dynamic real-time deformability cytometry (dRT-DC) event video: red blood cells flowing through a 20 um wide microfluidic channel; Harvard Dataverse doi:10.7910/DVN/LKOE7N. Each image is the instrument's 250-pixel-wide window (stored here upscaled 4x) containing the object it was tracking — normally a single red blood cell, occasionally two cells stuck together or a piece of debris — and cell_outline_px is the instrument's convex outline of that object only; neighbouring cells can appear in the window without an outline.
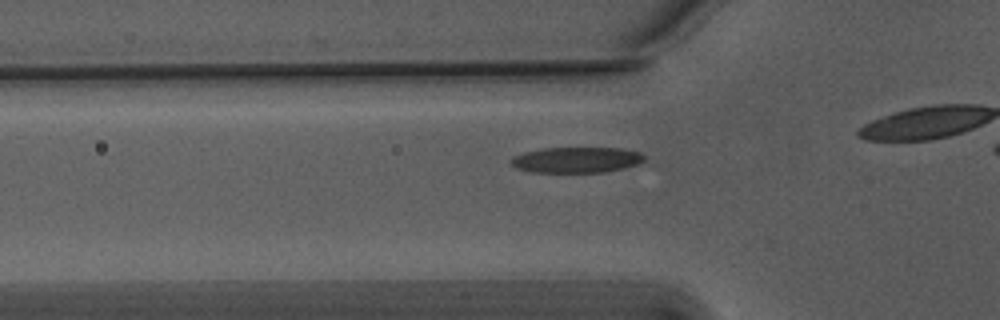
{"species": "Egyptian fruit bat (a non-hibernating species)", "species_latin": "Rousettus aegyptiacus", "temperature_condition": "warm", "stored_images_in_passage": 15, "camera_frame_rate_fps": 3000, "um_per_image_px": 0.085, "animal": {"sex": "male"}, "frame": {"image": 1, "passage_image": 12, "time_ms": 3.667, "image_size_px": [1000, 320], "cell_outline_px": [[644, 160], [636, 164], [624, 168], [604, 172], [532, 172], [516, 168], [508, 160], [512, 156], [524, 152], [540, 148], [620, 148], [640, 152], [644, 156]], "centroid_in_image_um": [48.95, 13.58], "position_along_channel_um": 76.9, "area_um2": 20.0}}